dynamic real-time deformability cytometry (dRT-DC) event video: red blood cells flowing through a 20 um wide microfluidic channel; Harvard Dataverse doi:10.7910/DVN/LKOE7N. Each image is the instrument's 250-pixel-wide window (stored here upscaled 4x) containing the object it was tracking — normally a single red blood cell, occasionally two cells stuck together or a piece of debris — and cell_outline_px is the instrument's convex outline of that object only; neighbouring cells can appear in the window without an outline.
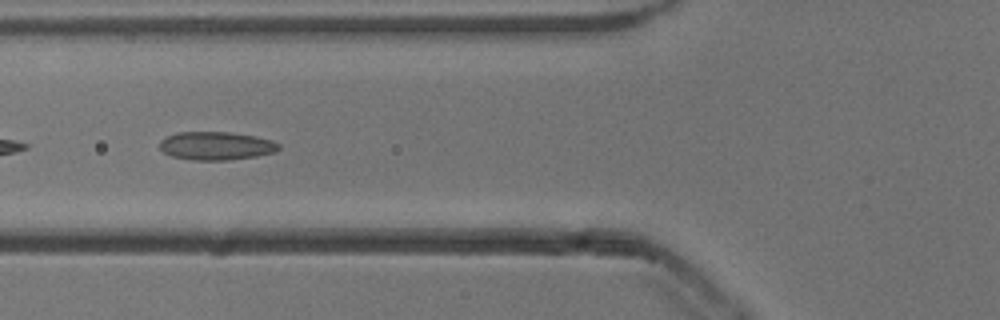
{"species": "common noctule bat (a hibernating species)", "species_latin": "Nyctalus noctula", "temperature_condition": "cold", "stored_images_in_passage": 23, "camera_frame_rate_fps": 3000, "um_per_image_px": 0.085, "animal": {"sex": "male", "body_mass_g": 13.3}, "frame": {"image": 1, "passage_image": 7, "time_ms": 2.0, "image_size_px": [1000, 320], "cell_outline_px": [[280, 148], [276, 152], [256, 156], [228, 160], [192, 160], [172, 156], [164, 152], [160, 148], [160, 140], [176, 132], [228, 132], [256, 136], [272, 140], [280, 144]], "centroid_in_image_um": [18.39, 12.39], "position_along_channel_um": 107.4, "area_um2": 19.65}}
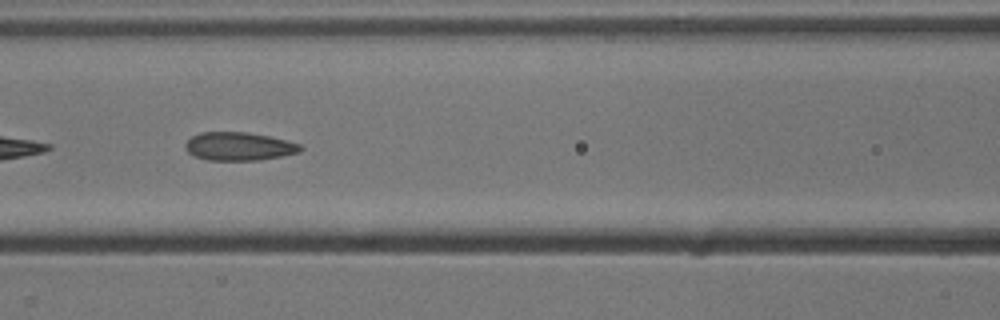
{"frame": {"image": 2, "passage_image": 10, "time_ms": 3.0, "image_size_px": [1000, 320], "cell_outline_px": [[304, 148], [300, 152], [260, 160], [208, 160], [196, 156], [188, 152], [184, 148], [184, 144], [192, 136], [200, 132], [248, 132], [268, 136], [300, 144]], "centroid_in_image_um": [20.29, 12.44], "position_along_channel_um": 146.3, "area_um2": 18.9}}